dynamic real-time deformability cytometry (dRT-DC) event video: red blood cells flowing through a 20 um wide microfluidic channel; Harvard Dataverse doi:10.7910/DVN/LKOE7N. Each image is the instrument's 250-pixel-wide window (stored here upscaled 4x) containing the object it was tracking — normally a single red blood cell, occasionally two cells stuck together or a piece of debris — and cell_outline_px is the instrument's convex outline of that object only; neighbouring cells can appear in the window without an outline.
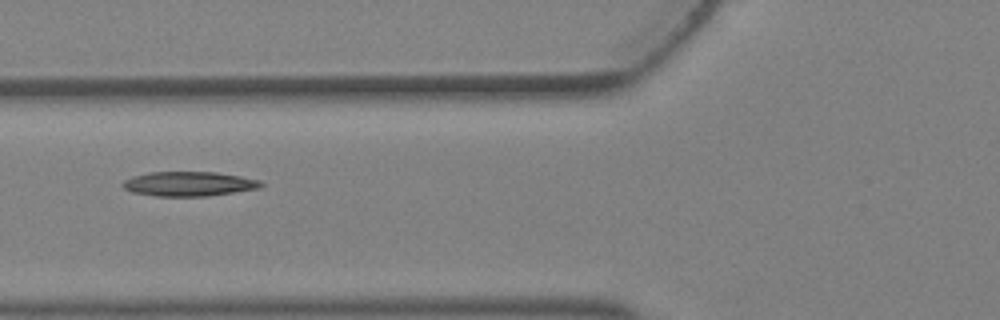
{"species": "Egyptian fruit bat (a non-hibernating species)", "species_latin": "Rousettus aegyptiacus", "temperature_condition": "warm", "stored_images_in_passage": 4, "camera_frame_rate_fps": 3000, "um_per_image_px": 0.085, "animal": {"sex": "female"}, "frame": {"image": 1, "passage_image": 3, "time_ms": 0.667, "image_size_px": [1000, 320], "cell_outline_px": [[264, 184], [260, 188], [208, 196], [156, 196], [132, 192], [124, 188], [120, 184], [124, 180], [132, 176], [148, 172], [216, 172], [240, 176], [260, 180]], "centroid_in_image_um": [16.04, 15.62], "position_along_channel_um": 109.8, "area_um2": 19.83}}
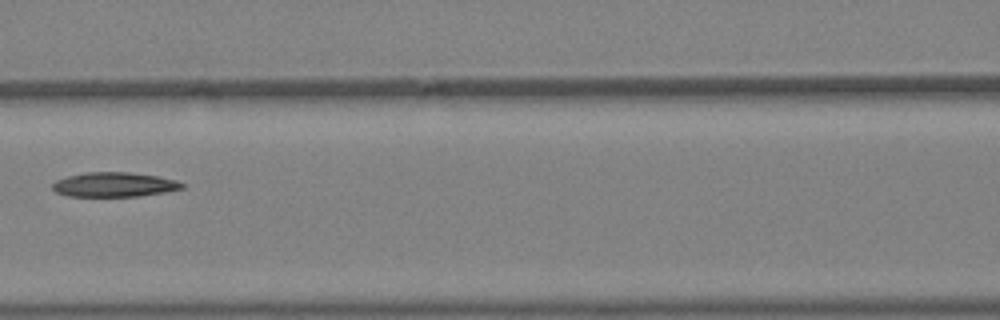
{"frame": {"image": 2, "passage_image": 4, "time_ms": 1.0, "image_size_px": [1000, 320], "cell_outline_px": [[184, 188], [164, 192], [140, 196], [68, 196], [56, 192], [52, 188], [52, 184], [56, 180], [68, 176], [84, 172], [128, 172], [156, 176], [176, 180], [184, 184]], "centroid_in_image_um": [9.69, 15.69], "position_along_channel_um": 156.9, "area_um2": 18.44}}